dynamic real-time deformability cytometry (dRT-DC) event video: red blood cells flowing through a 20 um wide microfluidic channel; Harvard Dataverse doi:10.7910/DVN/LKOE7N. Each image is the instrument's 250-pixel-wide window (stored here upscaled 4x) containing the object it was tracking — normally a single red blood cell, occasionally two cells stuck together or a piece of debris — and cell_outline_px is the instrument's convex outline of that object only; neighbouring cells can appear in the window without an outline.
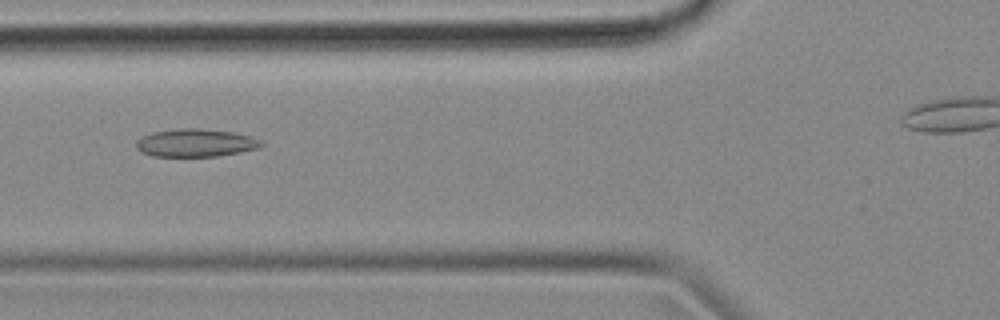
{"species": "common noctule bat (a hibernating species)", "species_latin": "Nyctalus noctula", "temperature_condition": "cold", "stored_images_in_passage": 47, "camera_frame_rate_fps": 3000, "um_per_image_px": 0.085, "animal": {"sex": "female", "body_mass_g": 18.4}, "frame": {"image": 1, "passage_image": 19, "time_ms": 6.0, "image_size_px": [1000, 320], "cell_outline_px": [[264, 144], [260, 148], [240, 152], [216, 156], [152, 156], [140, 152], [136, 148], [136, 140], [152, 132], [184, 128], [200, 128], [232, 132], [252, 136], [260, 140]], "centroid_in_image_um": [16.63, 12.14], "position_along_channel_um": 109.2, "area_um2": 20.35}}
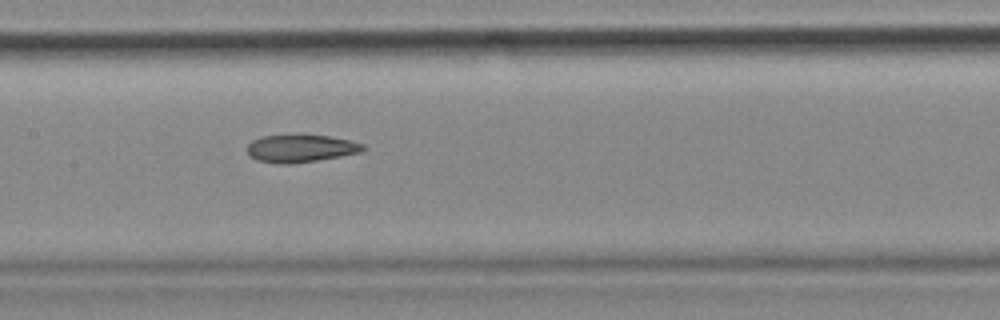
{"frame": {"image": 2, "passage_image": 25, "time_ms": 8.0, "image_size_px": [1000, 320], "cell_outline_px": [[368, 148], [364, 152], [292, 164], [280, 164], [256, 160], [248, 156], [248, 144], [252, 140], [260, 136], [300, 132], [304, 132], [352, 140], [364, 144]], "centroid_in_image_um": [25.58, 12.57], "position_along_channel_um": 181.8, "area_um2": 19.65}}
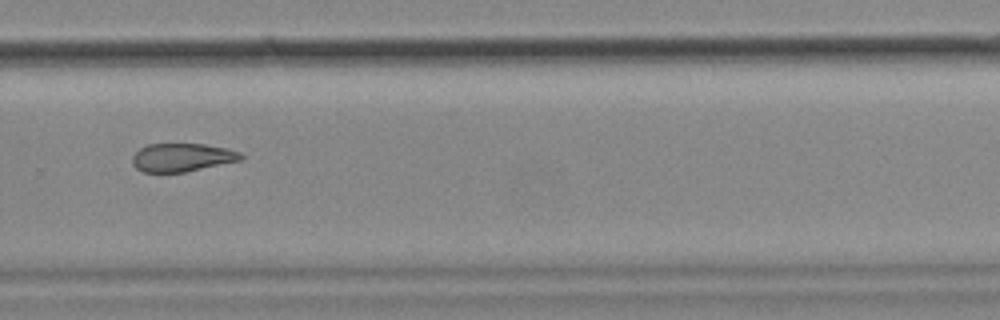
{"frame": {"image": 3, "passage_image": 36, "time_ms": 11.667, "image_size_px": [1000, 320], "cell_outline_px": [[244, 160], [184, 172], [144, 172], [136, 168], [132, 164], [132, 156], [140, 148], [148, 144], [204, 144], [228, 148], [240, 152], [244, 156]], "centroid_in_image_um": [15.51, 13.38], "position_along_channel_um": 314.3, "area_um2": 18.03}, "authors_computed_cell_mechanics": {"area_um2": 19.652, "velocity_mm_per_s": 3.6256, "shape_relaxation_time_tau1_ms": null, "shape_relaxation_time_tau2_ms": 3.7271, "deformation_change_tau1": null, "deformation_change_tau2": 0.0962}}